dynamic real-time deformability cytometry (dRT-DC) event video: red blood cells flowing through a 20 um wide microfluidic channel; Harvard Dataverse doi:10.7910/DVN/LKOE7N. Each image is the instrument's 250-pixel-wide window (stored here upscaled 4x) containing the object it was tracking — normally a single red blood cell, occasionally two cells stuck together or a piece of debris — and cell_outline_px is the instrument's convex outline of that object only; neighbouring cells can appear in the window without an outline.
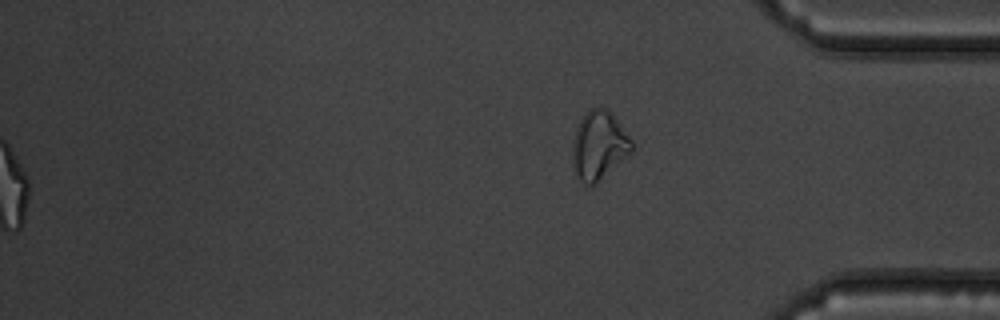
{"species": "common noctule bat (a hibernating species)", "species_latin": "Nyctalus noctula", "temperature_condition": "warm", "stored_images_in_passage": 54, "segment_of_instrument_passage": [2, 2], "camera_frame_rate_fps": 3000, "um_per_image_px": 0.085, "animal": {"sex": "male", "body_mass_g": 19.5, "forearm_length_mm": 54.6}, "frame": {"image": 1, "passage_image": 54, "time_ms": 17.667, "image_size_px": [1000, 320], "cell_outline_px": [[632, 152], [596, 184], [584, 184], [580, 180], [572, 164], [572, 144], [580, 120], [588, 108], [600, 104], [616, 120], [632, 140]], "centroid_in_image_um": [50.89, 12.35], "position_along_channel_um": 384.3, "area_um2": 23.47}}